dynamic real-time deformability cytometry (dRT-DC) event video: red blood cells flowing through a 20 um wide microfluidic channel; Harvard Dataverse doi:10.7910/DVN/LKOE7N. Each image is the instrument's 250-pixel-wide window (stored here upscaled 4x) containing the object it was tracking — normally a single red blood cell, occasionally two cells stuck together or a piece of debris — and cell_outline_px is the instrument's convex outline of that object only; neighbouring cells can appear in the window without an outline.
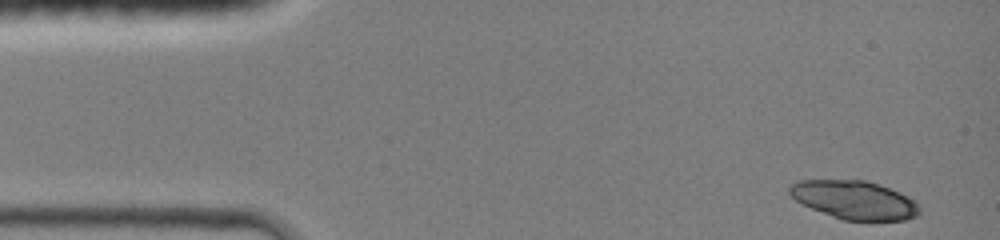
{"species": "common noctule bat (a hibernating species)", "species_latin": "Nyctalus noctula", "temperature_condition": "room temperature", "stored_images_in_passage": 40, "camera_frame_rate_fps": 3000, "um_per_image_px": 0.085, "animal": {"sex": "female", "body_mass_g": 19.0, "forearm_length_mm": 51.5}, "frame": {"image": 1, "passage_image": 1, "time_ms": 0.0, "image_size_px": [1000, 240], "cell_outline_px": [[920, 212], [916, 216], [904, 220], [844, 220], [832, 216], [812, 208], [796, 200], [788, 192], [788, 188], [796, 180], [864, 180], [900, 192], [908, 196], [920, 208]], "centroid_in_image_um": [72.61, 16.99], "position_along_channel_um": 12.4, "area_um2": 28.73}}